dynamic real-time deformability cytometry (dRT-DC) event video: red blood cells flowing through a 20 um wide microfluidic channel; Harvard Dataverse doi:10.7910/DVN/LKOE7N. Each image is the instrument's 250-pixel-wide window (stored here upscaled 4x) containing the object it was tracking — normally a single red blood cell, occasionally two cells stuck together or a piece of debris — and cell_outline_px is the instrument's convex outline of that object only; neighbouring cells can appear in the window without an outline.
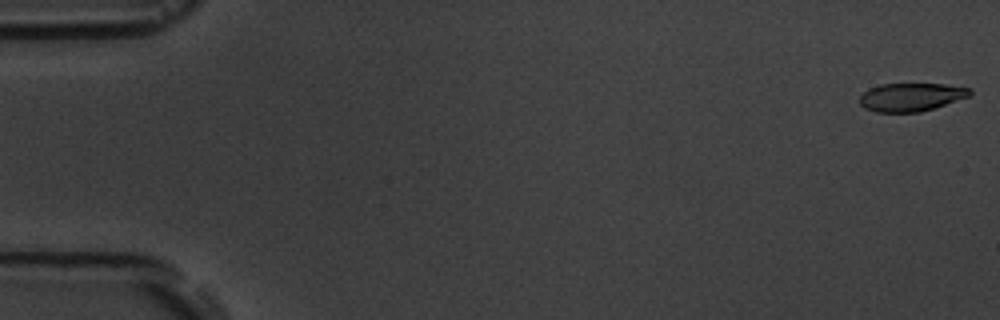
{"species": "common noctule bat (a hibernating species)", "species_latin": "Nyctalus noctula", "temperature_condition": "room temperature", "stored_images_in_passage": 6, "camera_frame_rate_fps": 3000, "um_per_image_px": 0.085, "animal": {"sex": "male", "body_mass_g": 19.5, "forearm_length_mm": 54.6}, "frame": {"image": 1, "passage_image": 1, "time_ms": 0.0, "image_size_px": [1000, 320], "cell_outline_px": [[972, 92], [968, 96], [920, 112], [876, 112], [864, 108], [860, 104], [860, 96], [868, 88], [880, 84], [944, 84], [972, 88]], "centroid_in_image_um": [77.4, 8.24], "position_along_channel_um": 7.6, "area_um2": 17.98}}
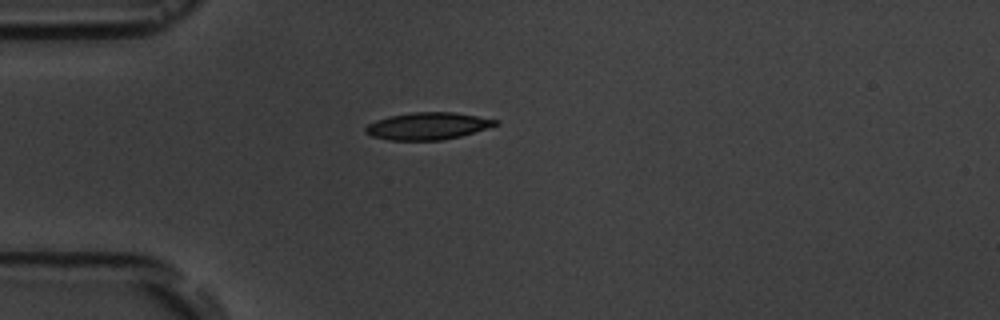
{"frame": {"image": 2, "passage_image": 5, "time_ms": 4.667, "image_size_px": [1000, 320], "cell_outline_px": [[500, 124], [460, 136], [440, 140], [388, 140], [372, 136], [364, 132], [364, 128], [368, 124], [376, 120], [388, 116], [412, 112], [452, 112], [500, 120]], "centroid_in_image_um": [36.33, 10.71], "position_along_channel_um": 48.7, "area_um2": 20.52}}